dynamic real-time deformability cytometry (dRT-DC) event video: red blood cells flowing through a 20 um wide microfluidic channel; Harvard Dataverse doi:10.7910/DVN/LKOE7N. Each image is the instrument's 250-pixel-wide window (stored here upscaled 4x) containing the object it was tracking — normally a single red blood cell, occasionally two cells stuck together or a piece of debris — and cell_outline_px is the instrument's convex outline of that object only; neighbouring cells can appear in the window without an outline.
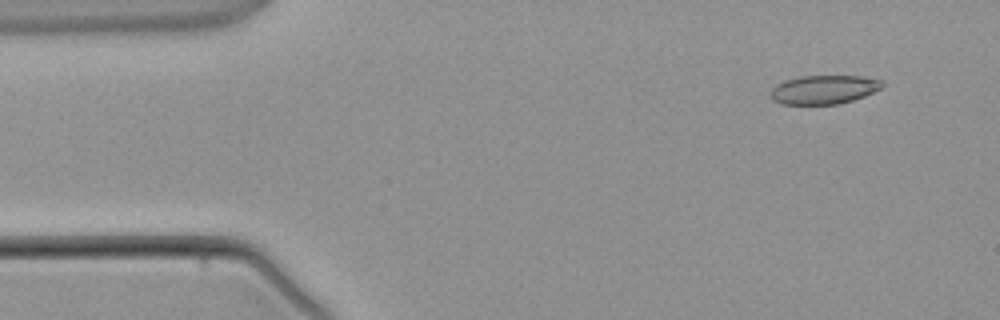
{"species": "common noctule bat (a hibernating species)", "species_latin": "Nyctalus noctula", "temperature_condition": "warm", "stored_images_in_passage": 3, "camera_frame_rate_fps": 3000, "um_per_image_px": 0.085, "animal": {"sex": "male", "body_mass_g": 21.5, "forearm_length_mm": 52.0}, "frame": {"image": 1, "passage_image": 1, "time_ms": 0.0, "image_size_px": [1000, 320], "cell_outline_px": [[884, 84], [880, 88], [864, 96], [852, 100], [836, 104], [780, 104], [772, 100], [768, 92], [776, 84], [784, 80], [800, 76], [860, 76], [884, 80]], "centroid_in_image_um": [69.98, 7.61], "position_along_channel_um": 15.0, "area_um2": 18.84}}